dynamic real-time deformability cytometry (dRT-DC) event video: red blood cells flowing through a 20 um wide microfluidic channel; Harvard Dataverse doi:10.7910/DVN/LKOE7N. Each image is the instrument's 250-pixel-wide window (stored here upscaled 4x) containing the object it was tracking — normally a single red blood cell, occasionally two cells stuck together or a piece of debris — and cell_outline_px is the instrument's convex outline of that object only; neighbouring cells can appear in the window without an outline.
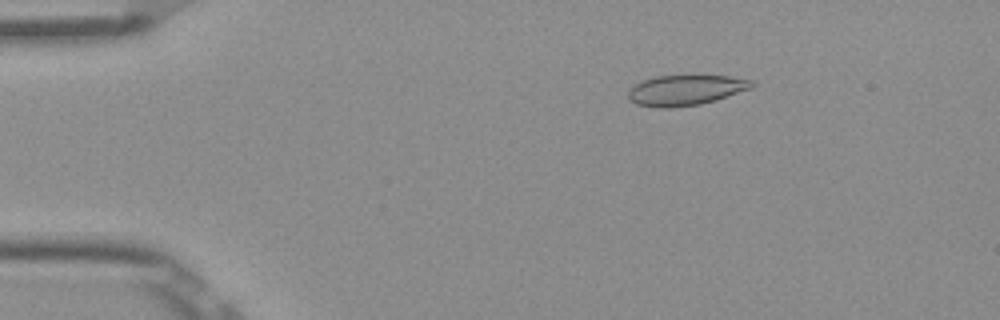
{"species": "Egyptian fruit bat (a non-hibernating species)", "species_latin": "Rousettus aegyptiacus", "temperature_condition": "room temperature", "stored_images_in_passage": 52, "camera_frame_rate_fps": 3000, "um_per_image_px": 0.085, "frame": {"image": 1, "passage_image": 9, "time_ms": 2.667, "image_size_px": [1000, 320], "cell_outline_px": [[756, 84], [752, 88], [716, 100], [700, 104], [668, 108], [660, 108], [636, 104], [628, 100], [628, 92], [636, 84], [644, 80], [656, 76], [692, 72], [728, 76], [756, 80]], "centroid_in_image_um": [58.34, 7.6], "position_along_channel_um": 26.7, "area_um2": 22.89}}
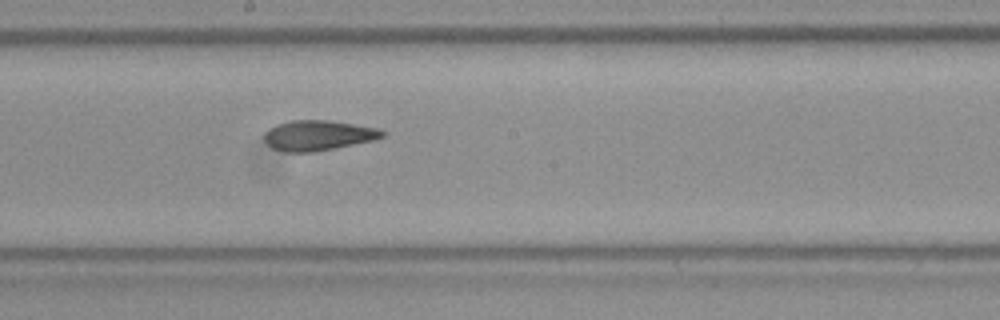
{"frame": {"image": 2, "passage_image": 29, "time_ms": 9.333, "image_size_px": [1000, 320], "cell_outline_px": [[388, 132], [384, 136], [372, 140], [312, 152], [284, 152], [272, 148], [264, 140], [264, 132], [268, 128], [276, 124], [292, 120], [328, 120], [376, 128]], "centroid_in_image_um": [26.98, 11.5], "position_along_channel_um": 221.2, "area_um2": 20.58}}
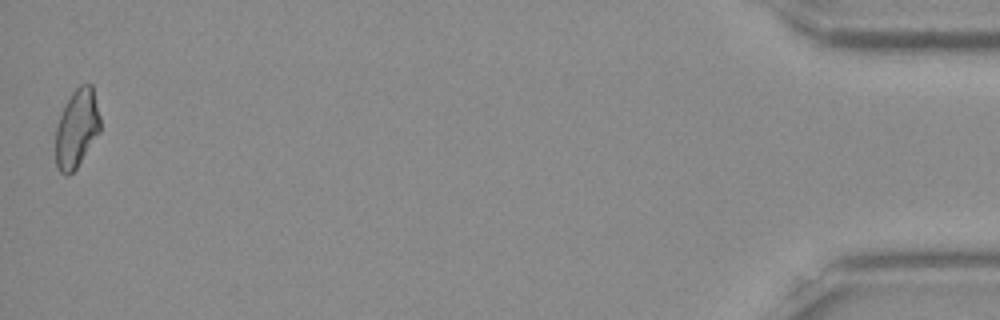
{"frame": {"image": 3, "passage_image": 52, "time_ms": 17.0, "image_size_px": [1000, 320], "cell_outline_px": [[100, 132], [76, 168], [68, 176], [64, 176], [56, 168], [56, 128], [64, 104], [72, 92], [80, 84], [92, 84], [100, 116]], "centroid_in_image_um": [6.52, 10.92], "position_along_channel_um": 428.7, "area_um2": 20.46}, "authors_computed_cell_mechanics": {"area_um2": 21.097, "velocity_mm_per_s": 3.905, "shape_relaxation_time_tau1_ms": null, "shape_relaxation_time_tau2_ms": 2.5438, "deformation_change_tau1": null, "deformation_change_tau2": 0.0912}}